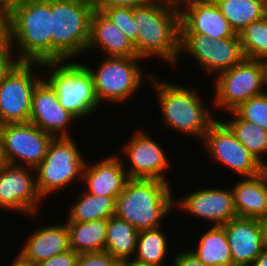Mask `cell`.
<instances>
[{
	"label": "cell",
	"instance_id": "1",
	"mask_svg": "<svg viewBox=\"0 0 267 266\" xmlns=\"http://www.w3.org/2000/svg\"><path fill=\"white\" fill-rule=\"evenodd\" d=\"M138 30L134 45L137 56L143 60L161 58L169 66L177 67L180 58V12L177 5L151 0L133 8ZM153 57V58H152Z\"/></svg>",
	"mask_w": 267,
	"mask_h": 266
},
{
	"label": "cell",
	"instance_id": "2",
	"mask_svg": "<svg viewBox=\"0 0 267 266\" xmlns=\"http://www.w3.org/2000/svg\"><path fill=\"white\" fill-rule=\"evenodd\" d=\"M149 82L158 97L157 106H160L165 127L202 141L217 117L212 115L211 108L208 109V106L204 105L206 103L200 90L177 82L162 81L154 75Z\"/></svg>",
	"mask_w": 267,
	"mask_h": 266
},
{
	"label": "cell",
	"instance_id": "3",
	"mask_svg": "<svg viewBox=\"0 0 267 266\" xmlns=\"http://www.w3.org/2000/svg\"><path fill=\"white\" fill-rule=\"evenodd\" d=\"M169 182L158 179H128L116 197L115 216L138 231L162 227L163 219L175 210Z\"/></svg>",
	"mask_w": 267,
	"mask_h": 266
},
{
	"label": "cell",
	"instance_id": "4",
	"mask_svg": "<svg viewBox=\"0 0 267 266\" xmlns=\"http://www.w3.org/2000/svg\"><path fill=\"white\" fill-rule=\"evenodd\" d=\"M11 47L19 62H52L51 0L13 7Z\"/></svg>",
	"mask_w": 267,
	"mask_h": 266
},
{
	"label": "cell",
	"instance_id": "5",
	"mask_svg": "<svg viewBox=\"0 0 267 266\" xmlns=\"http://www.w3.org/2000/svg\"><path fill=\"white\" fill-rule=\"evenodd\" d=\"M94 9L80 0H51L52 62L85 58Z\"/></svg>",
	"mask_w": 267,
	"mask_h": 266
},
{
	"label": "cell",
	"instance_id": "6",
	"mask_svg": "<svg viewBox=\"0 0 267 266\" xmlns=\"http://www.w3.org/2000/svg\"><path fill=\"white\" fill-rule=\"evenodd\" d=\"M83 63L66 60L42 64V70H49L45 78L55 89L60 104L78 120L91 116L100 107L93 77Z\"/></svg>",
	"mask_w": 267,
	"mask_h": 266
},
{
	"label": "cell",
	"instance_id": "7",
	"mask_svg": "<svg viewBox=\"0 0 267 266\" xmlns=\"http://www.w3.org/2000/svg\"><path fill=\"white\" fill-rule=\"evenodd\" d=\"M100 58L102 59L99 68L96 69L84 63L93 77L95 94L100 105L104 102L115 105L124 101L126 103L128 99L130 101L138 89L142 88L144 79L150 81L152 76L156 75L154 73L145 75V68H141L140 63L143 59L138 56Z\"/></svg>",
	"mask_w": 267,
	"mask_h": 266
},
{
	"label": "cell",
	"instance_id": "8",
	"mask_svg": "<svg viewBox=\"0 0 267 266\" xmlns=\"http://www.w3.org/2000/svg\"><path fill=\"white\" fill-rule=\"evenodd\" d=\"M77 145L73 137L51 140L44 159L35 168L36 188L42 199L74 184L75 180L82 182L87 159Z\"/></svg>",
	"mask_w": 267,
	"mask_h": 266
},
{
	"label": "cell",
	"instance_id": "9",
	"mask_svg": "<svg viewBox=\"0 0 267 266\" xmlns=\"http://www.w3.org/2000/svg\"><path fill=\"white\" fill-rule=\"evenodd\" d=\"M213 107L233 111L246 100L267 91L262 60L244 58L214 77Z\"/></svg>",
	"mask_w": 267,
	"mask_h": 266
},
{
	"label": "cell",
	"instance_id": "10",
	"mask_svg": "<svg viewBox=\"0 0 267 266\" xmlns=\"http://www.w3.org/2000/svg\"><path fill=\"white\" fill-rule=\"evenodd\" d=\"M41 67L42 63L38 62H18L2 80L0 125L29 122L34 89L45 77L34 73L35 68L42 69Z\"/></svg>",
	"mask_w": 267,
	"mask_h": 266
},
{
	"label": "cell",
	"instance_id": "11",
	"mask_svg": "<svg viewBox=\"0 0 267 266\" xmlns=\"http://www.w3.org/2000/svg\"><path fill=\"white\" fill-rule=\"evenodd\" d=\"M202 143L210 160L242 178L256 176L266 169L219 118L211 124Z\"/></svg>",
	"mask_w": 267,
	"mask_h": 266
},
{
	"label": "cell",
	"instance_id": "12",
	"mask_svg": "<svg viewBox=\"0 0 267 266\" xmlns=\"http://www.w3.org/2000/svg\"><path fill=\"white\" fill-rule=\"evenodd\" d=\"M188 53L208 76L218 75L245 57L239 37L211 39L203 34H180V55Z\"/></svg>",
	"mask_w": 267,
	"mask_h": 266
},
{
	"label": "cell",
	"instance_id": "13",
	"mask_svg": "<svg viewBox=\"0 0 267 266\" xmlns=\"http://www.w3.org/2000/svg\"><path fill=\"white\" fill-rule=\"evenodd\" d=\"M52 139V135L30 122L0 125V140L10 164L36 168L44 159Z\"/></svg>",
	"mask_w": 267,
	"mask_h": 266
},
{
	"label": "cell",
	"instance_id": "14",
	"mask_svg": "<svg viewBox=\"0 0 267 266\" xmlns=\"http://www.w3.org/2000/svg\"><path fill=\"white\" fill-rule=\"evenodd\" d=\"M43 200L37 192L35 168L8 163L1 170L0 210L35 218Z\"/></svg>",
	"mask_w": 267,
	"mask_h": 266
},
{
	"label": "cell",
	"instance_id": "15",
	"mask_svg": "<svg viewBox=\"0 0 267 266\" xmlns=\"http://www.w3.org/2000/svg\"><path fill=\"white\" fill-rule=\"evenodd\" d=\"M134 132L122 148V157L125 155L129 163L128 167L124 165L128 178L158 179L170 183L165 173L171 162L163 147L146 131L136 129Z\"/></svg>",
	"mask_w": 267,
	"mask_h": 266
},
{
	"label": "cell",
	"instance_id": "16",
	"mask_svg": "<svg viewBox=\"0 0 267 266\" xmlns=\"http://www.w3.org/2000/svg\"><path fill=\"white\" fill-rule=\"evenodd\" d=\"M189 216L209 221L212 226H223L237 216L232 189L201 188L185 197L175 198V209ZM188 212V213H187Z\"/></svg>",
	"mask_w": 267,
	"mask_h": 266
},
{
	"label": "cell",
	"instance_id": "17",
	"mask_svg": "<svg viewBox=\"0 0 267 266\" xmlns=\"http://www.w3.org/2000/svg\"><path fill=\"white\" fill-rule=\"evenodd\" d=\"M178 8L180 34H203L211 39L239 37L214 0H189Z\"/></svg>",
	"mask_w": 267,
	"mask_h": 266
},
{
	"label": "cell",
	"instance_id": "18",
	"mask_svg": "<svg viewBox=\"0 0 267 266\" xmlns=\"http://www.w3.org/2000/svg\"><path fill=\"white\" fill-rule=\"evenodd\" d=\"M77 118L59 102L51 84L43 78L35 87L29 122L53 137H71L69 126Z\"/></svg>",
	"mask_w": 267,
	"mask_h": 266
},
{
	"label": "cell",
	"instance_id": "19",
	"mask_svg": "<svg viewBox=\"0 0 267 266\" xmlns=\"http://www.w3.org/2000/svg\"><path fill=\"white\" fill-rule=\"evenodd\" d=\"M115 154L105 156L96 163L89 164L86 160L82 176L86 192L113 197L116 200V197L124 190L129 179L124 168L125 161Z\"/></svg>",
	"mask_w": 267,
	"mask_h": 266
},
{
	"label": "cell",
	"instance_id": "20",
	"mask_svg": "<svg viewBox=\"0 0 267 266\" xmlns=\"http://www.w3.org/2000/svg\"><path fill=\"white\" fill-rule=\"evenodd\" d=\"M234 266H251L263 249L258 219L236 217L223 225Z\"/></svg>",
	"mask_w": 267,
	"mask_h": 266
},
{
	"label": "cell",
	"instance_id": "21",
	"mask_svg": "<svg viewBox=\"0 0 267 266\" xmlns=\"http://www.w3.org/2000/svg\"><path fill=\"white\" fill-rule=\"evenodd\" d=\"M94 50L105 57L137 56L134 45L125 33L97 8L91 16L90 40L86 52Z\"/></svg>",
	"mask_w": 267,
	"mask_h": 266
},
{
	"label": "cell",
	"instance_id": "22",
	"mask_svg": "<svg viewBox=\"0 0 267 266\" xmlns=\"http://www.w3.org/2000/svg\"><path fill=\"white\" fill-rule=\"evenodd\" d=\"M30 234L18 253L32 264L36 265L70 249L67 224L40 225Z\"/></svg>",
	"mask_w": 267,
	"mask_h": 266
},
{
	"label": "cell",
	"instance_id": "23",
	"mask_svg": "<svg viewBox=\"0 0 267 266\" xmlns=\"http://www.w3.org/2000/svg\"><path fill=\"white\" fill-rule=\"evenodd\" d=\"M242 179L230 188L237 216L251 219L264 217L267 215V170Z\"/></svg>",
	"mask_w": 267,
	"mask_h": 266
},
{
	"label": "cell",
	"instance_id": "24",
	"mask_svg": "<svg viewBox=\"0 0 267 266\" xmlns=\"http://www.w3.org/2000/svg\"><path fill=\"white\" fill-rule=\"evenodd\" d=\"M194 247L190 250L205 266H234L223 226L209 227Z\"/></svg>",
	"mask_w": 267,
	"mask_h": 266
},
{
	"label": "cell",
	"instance_id": "25",
	"mask_svg": "<svg viewBox=\"0 0 267 266\" xmlns=\"http://www.w3.org/2000/svg\"><path fill=\"white\" fill-rule=\"evenodd\" d=\"M69 230L70 249L78 254L104 251L108 219L64 222Z\"/></svg>",
	"mask_w": 267,
	"mask_h": 266
},
{
	"label": "cell",
	"instance_id": "26",
	"mask_svg": "<svg viewBox=\"0 0 267 266\" xmlns=\"http://www.w3.org/2000/svg\"><path fill=\"white\" fill-rule=\"evenodd\" d=\"M74 199L64 222H90L98 219H109L115 215L116 200L104 195H93L82 190Z\"/></svg>",
	"mask_w": 267,
	"mask_h": 266
},
{
	"label": "cell",
	"instance_id": "27",
	"mask_svg": "<svg viewBox=\"0 0 267 266\" xmlns=\"http://www.w3.org/2000/svg\"><path fill=\"white\" fill-rule=\"evenodd\" d=\"M139 231L126 220L111 216L107 223L104 251L118 260L133 258Z\"/></svg>",
	"mask_w": 267,
	"mask_h": 266
},
{
	"label": "cell",
	"instance_id": "28",
	"mask_svg": "<svg viewBox=\"0 0 267 266\" xmlns=\"http://www.w3.org/2000/svg\"><path fill=\"white\" fill-rule=\"evenodd\" d=\"M229 113L232 114V118L227 121L225 119L223 122L249 152L267 168V130L252 122L241 119L234 111Z\"/></svg>",
	"mask_w": 267,
	"mask_h": 266
},
{
	"label": "cell",
	"instance_id": "29",
	"mask_svg": "<svg viewBox=\"0 0 267 266\" xmlns=\"http://www.w3.org/2000/svg\"><path fill=\"white\" fill-rule=\"evenodd\" d=\"M231 27L239 34L253 21L266 16L267 0H214Z\"/></svg>",
	"mask_w": 267,
	"mask_h": 266
},
{
	"label": "cell",
	"instance_id": "30",
	"mask_svg": "<svg viewBox=\"0 0 267 266\" xmlns=\"http://www.w3.org/2000/svg\"><path fill=\"white\" fill-rule=\"evenodd\" d=\"M161 229L159 227L139 231L133 259L149 265L164 266L163 262L167 259V252H169L167 251L169 239Z\"/></svg>",
	"mask_w": 267,
	"mask_h": 266
},
{
	"label": "cell",
	"instance_id": "31",
	"mask_svg": "<svg viewBox=\"0 0 267 266\" xmlns=\"http://www.w3.org/2000/svg\"><path fill=\"white\" fill-rule=\"evenodd\" d=\"M238 35L245 58L262 60L267 56V15L250 23Z\"/></svg>",
	"mask_w": 267,
	"mask_h": 266
},
{
	"label": "cell",
	"instance_id": "32",
	"mask_svg": "<svg viewBox=\"0 0 267 266\" xmlns=\"http://www.w3.org/2000/svg\"><path fill=\"white\" fill-rule=\"evenodd\" d=\"M241 119L267 130V91L252 97L233 110Z\"/></svg>",
	"mask_w": 267,
	"mask_h": 266
},
{
	"label": "cell",
	"instance_id": "33",
	"mask_svg": "<svg viewBox=\"0 0 267 266\" xmlns=\"http://www.w3.org/2000/svg\"><path fill=\"white\" fill-rule=\"evenodd\" d=\"M99 9L112 23L117 25L133 45L137 43L138 30L133 18L131 7H95Z\"/></svg>",
	"mask_w": 267,
	"mask_h": 266
},
{
	"label": "cell",
	"instance_id": "34",
	"mask_svg": "<svg viewBox=\"0 0 267 266\" xmlns=\"http://www.w3.org/2000/svg\"><path fill=\"white\" fill-rule=\"evenodd\" d=\"M76 266H119V260L106 251L82 253Z\"/></svg>",
	"mask_w": 267,
	"mask_h": 266
},
{
	"label": "cell",
	"instance_id": "35",
	"mask_svg": "<svg viewBox=\"0 0 267 266\" xmlns=\"http://www.w3.org/2000/svg\"><path fill=\"white\" fill-rule=\"evenodd\" d=\"M11 45L0 46V83L19 62Z\"/></svg>",
	"mask_w": 267,
	"mask_h": 266
},
{
	"label": "cell",
	"instance_id": "36",
	"mask_svg": "<svg viewBox=\"0 0 267 266\" xmlns=\"http://www.w3.org/2000/svg\"><path fill=\"white\" fill-rule=\"evenodd\" d=\"M12 10L0 5V46L11 45Z\"/></svg>",
	"mask_w": 267,
	"mask_h": 266
},
{
	"label": "cell",
	"instance_id": "37",
	"mask_svg": "<svg viewBox=\"0 0 267 266\" xmlns=\"http://www.w3.org/2000/svg\"><path fill=\"white\" fill-rule=\"evenodd\" d=\"M77 259L78 253L74 252L72 249H69L36 264V266H76Z\"/></svg>",
	"mask_w": 267,
	"mask_h": 266
},
{
	"label": "cell",
	"instance_id": "38",
	"mask_svg": "<svg viewBox=\"0 0 267 266\" xmlns=\"http://www.w3.org/2000/svg\"><path fill=\"white\" fill-rule=\"evenodd\" d=\"M172 258V266H205L189 249L177 252Z\"/></svg>",
	"mask_w": 267,
	"mask_h": 266
},
{
	"label": "cell",
	"instance_id": "39",
	"mask_svg": "<svg viewBox=\"0 0 267 266\" xmlns=\"http://www.w3.org/2000/svg\"><path fill=\"white\" fill-rule=\"evenodd\" d=\"M151 0H100L96 7H131L135 8L138 6L145 5Z\"/></svg>",
	"mask_w": 267,
	"mask_h": 266
},
{
	"label": "cell",
	"instance_id": "40",
	"mask_svg": "<svg viewBox=\"0 0 267 266\" xmlns=\"http://www.w3.org/2000/svg\"><path fill=\"white\" fill-rule=\"evenodd\" d=\"M258 223H259L260 230H261L263 247L267 248V215L258 219Z\"/></svg>",
	"mask_w": 267,
	"mask_h": 266
},
{
	"label": "cell",
	"instance_id": "41",
	"mask_svg": "<svg viewBox=\"0 0 267 266\" xmlns=\"http://www.w3.org/2000/svg\"><path fill=\"white\" fill-rule=\"evenodd\" d=\"M251 266H267V248L263 247L260 255L255 259Z\"/></svg>",
	"mask_w": 267,
	"mask_h": 266
},
{
	"label": "cell",
	"instance_id": "42",
	"mask_svg": "<svg viewBox=\"0 0 267 266\" xmlns=\"http://www.w3.org/2000/svg\"><path fill=\"white\" fill-rule=\"evenodd\" d=\"M13 258L14 259L11 261L10 266H36L35 264L25 260L19 253H17Z\"/></svg>",
	"mask_w": 267,
	"mask_h": 266
},
{
	"label": "cell",
	"instance_id": "43",
	"mask_svg": "<svg viewBox=\"0 0 267 266\" xmlns=\"http://www.w3.org/2000/svg\"><path fill=\"white\" fill-rule=\"evenodd\" d=\"M119 266H154L145 263L138 262L133 258L119 260Z\"/></svg>",
	"mask_w": 267,
	"mask_h": 266
},
{
	"label": "cell",
	"instance_id": "44",
	"mask_svg": "<svg viewBox=\"0 0 267 266\" xmlns=\"http://www.w3.org/2000/svg\"><path fill=\"white\" fill-rule=\"evenodd\" d=\"M7 164H8V162L6 160L5 153H4L3 146H2V142L0 140V172Z\"/></svg>",
	"mask_w": 267,
	"mask_h": 266
},
{
	"label": "cell",
	"instance_id": "45",
	"mask_svg": "<svg viewBox=\"0 0 267 266\" xmlns=\"http://www.w3.org/2000/svg\"><path fill=\"white\" fill-rule=\"evenodd\" d=\"M33 1H40V0H12V9L16 5L23 4V3H26V2H33Z\"/></svg>",
	"mask_w": 267,
	"mask_h": 266
},
{
	"label": "cell",
	"instance_id": "46",
	"mask_svg": "<svg viewBox=\"0 0 267 266\" xmlns=\"http://www.w3.org/2000/svg\"><path fill=\"white\" fill-rule=\"evenodd\" d=\"M263 66H264V75H265V85L267 89V56L262 59Z\"/></svg>",
	"mask_w": 267,
	"mask_h": 266
},
{
	"label": "cell",
	"instance_id": "47",
	"mask_svg": "<svg viewBox=\"0 0 267 266\" xmlns=\"http://www.w3.org/2000/svg\"><path fill=\"white\" fill-rule=\"evenodd\" d=\"M160 1L172 3V4H175V5L179 6L183 2H186V1H189V0H160Z\"/></svg>",
	"mask_w": 267,
	"mask_h": 266
},
{
	"label": "cell",
	"instance_id": "48",
	"mask_svg": "<svg viewBox=\"0 0 267 266\" xmlns=\"http://www.w3.org/2000/svg\"><path fill=\"white\" fill-rule=\"evenodd\" d=\"M0 5L8 7L12 10V0H0Z\"/></svg>",
	"mask_w": 267,
	"mask_h": 266
},
{
	"label": "cell",
	"instance_id": "49",
	"mask_svg": "<svg viewBox=\"0 0 267 266\" xmlns=\"http://www.w3.org/2000/svg\"><path fill=\"white\" fill-rule=\"evenodd\" d=\"M80 1L87 2L91 5H93L94 7H96L100 2V0H80Z\"/></svg>",
	"mask_w": 267,
	"mask_h": 266
}]
</instances>
